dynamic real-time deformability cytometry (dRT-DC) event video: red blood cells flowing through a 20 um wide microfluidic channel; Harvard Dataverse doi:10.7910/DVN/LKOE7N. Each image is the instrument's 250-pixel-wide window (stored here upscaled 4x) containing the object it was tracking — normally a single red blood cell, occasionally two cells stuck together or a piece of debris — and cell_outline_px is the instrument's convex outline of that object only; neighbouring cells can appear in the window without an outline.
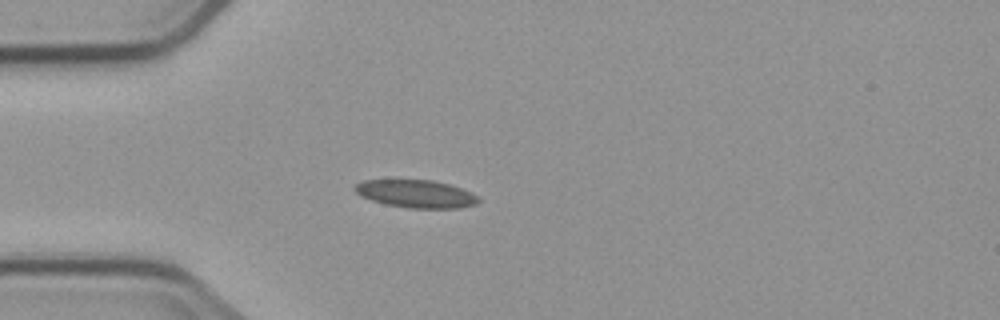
{"species": "common noctule bat (a hibernating species)", "species_latin": "Nyctalus noctula", "temperature_condition": "cold", "stored_images_in_passage": 5, "camera_frame_rate_fps": 3000, "um_per_image_px": 0.085, "animal": {"sex": "male", "body_mass_g": 23.1, "forearm_length_mm": 52.7}, "frame": {"image": 1, "passage_image": 4, "time_ms": 3.667, "image_size_px": [1000, 320], "cell_outline_px": [[480, 200], [476, 204], [460, 208], [408, 208], [384, 204], [360, 196], [352, 188], [356, 184], [364, 180], [432, 180], [448, 184], [460, 188], [476, 196]], "centroid_in_image_um": [35.32, 16.48], "position_along_channel_um": 49.7, "area_um2": 19.88}}